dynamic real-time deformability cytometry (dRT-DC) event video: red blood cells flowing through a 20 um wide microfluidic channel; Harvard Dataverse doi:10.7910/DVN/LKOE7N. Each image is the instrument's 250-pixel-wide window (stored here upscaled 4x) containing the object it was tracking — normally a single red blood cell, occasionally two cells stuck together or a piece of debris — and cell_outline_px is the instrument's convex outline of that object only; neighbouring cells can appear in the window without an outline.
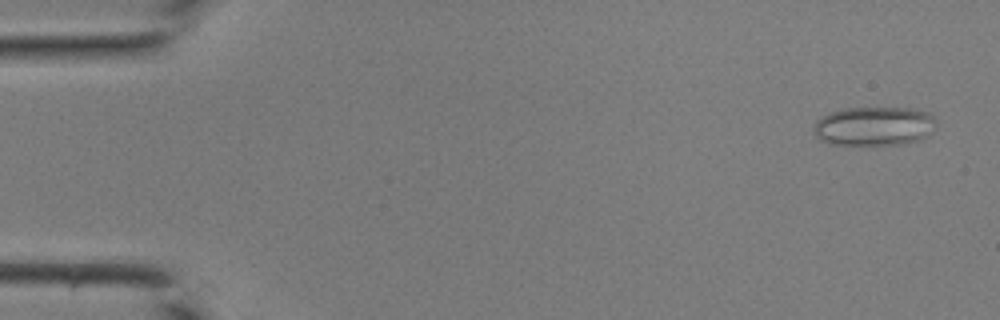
{"species": "common noctule bat (a hibernating species)", "species_latin": "Nyctalus noctula", "temperature_condition": "room temperature", "stored_images_in_passage": 43, "camera_frame_rate_fps": 3000, "um_per_image_px": 0.085, "animal": {"sex": "male", "body_mass_g": 19.0, "forearm_length_mm": 50.8}, "frame": {"image": 1, "passage_image": 2, "time_ms": 0.333, "image_size_px": [1000, 320], "cell_outline_px": [[936, 120], [932, 132], [928, 136], [916, 140], [900, 144], [828, 144], [820, 140], [816, 136], [812, 128], [816, 120], [820, 116], [844, 108], [912, 108], [928, 112]], "centroid_in_image_um": [74.27, 10.71], "position_along_channel_um": 10.7, "area_um2": 27.92}}
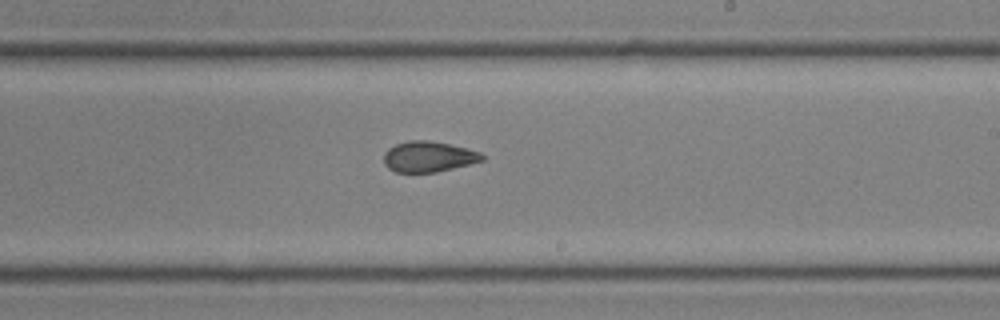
{"frame": {"image": 2, "passage_image": 26, "time_ms": 8.333, "image_size_px": [1000, 320], "cell_outline_px": [[484, 160], [436, 172], [396, 172], [388, 168], [384, 164], [384, 152], [388, 148], [396, 144], [408, 140], [428, 140], [448, 144], [480, 152], [484, 156]], "centroid_in_image_um": [36.38, 13.31], "position_along_channel_um": 252.6, "area_um2": 17.4}}
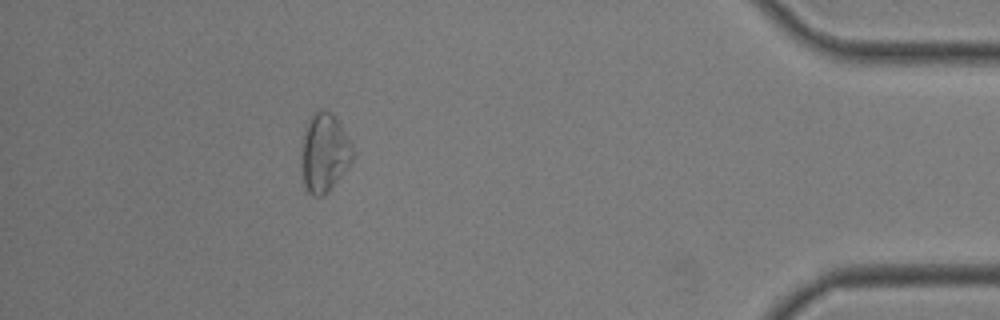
{"frame": {"image": 3, "passage_image": 39, "time_ms": 12.667, "image_size_px": [1000, 320], "cell_outline_px": [[352, 160], [328, 192], [324, 196], [312, 196], [308, 192], [304, 184], [300, 168], [300, 156], [304, 128], [312, 112], [316, 108], [320, 108], [332, 112], [336, 116], [352, 144]], "centroid_in_image_um": [27.52, 12.94], "position_along_channel_um": 407.7, "area_um2": 24.04}}